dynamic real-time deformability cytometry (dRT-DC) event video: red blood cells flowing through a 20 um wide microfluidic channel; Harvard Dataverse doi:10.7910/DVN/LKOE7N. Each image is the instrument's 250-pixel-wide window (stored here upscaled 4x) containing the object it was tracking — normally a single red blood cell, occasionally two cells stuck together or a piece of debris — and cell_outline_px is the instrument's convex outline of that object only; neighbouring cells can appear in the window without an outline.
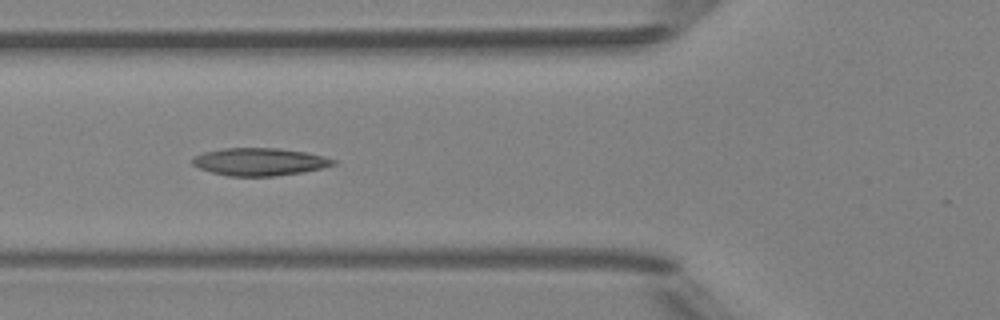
{"species": "Egyptian fruit bat (a non-hibernating species)", "species_latin": "Rousettus aegyptiacus", "temperature_condition": "room temperature", "stored_images_in_passage": 8, "camera_frame_rate_fps": 3000, "um_per_image_px": 0.085, "animal": {"sex": "female"}, "frame": {"image": 1, "passage_image": 6, "time_ms": 5.667, "image_size_px": [1000, 320], "cell_outline_px": [[336, 164], [320, 168], [300, 172], [276, 176], [228, 176], [212, 172], [200, 168], [192, 164], [192, 156], [204, 152], [224, 148], [276, 148], [304, 152], [324, 156], [336, 160]], "centroid_in_image_um": [22.03, 13.75], "position_along_channel_um": 103.8, "area_um2": 22.48}}
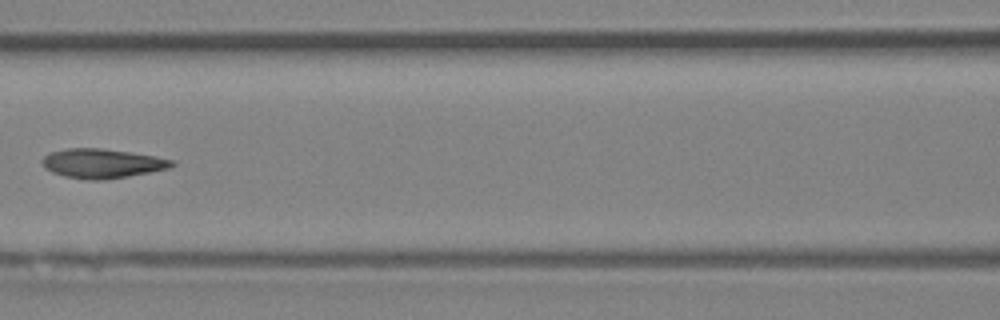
{"frame": {"image": 2, "passage_image": 7, "time_ms": 7.0, "image_size_px": [1000, 320], "cell_outline_px": [[176, 164], [168, 168], [128, 176], [104, 180], [84, 180], [64, 176], [52, 172], [40, 160], [48, 152], [68, 148], [100, 148], [156, 156], [176, 160]], "centroid_in_image_um": [8.68, 13.89], "position_along_channel_um": 157.9, "area_um2": 22.14}}
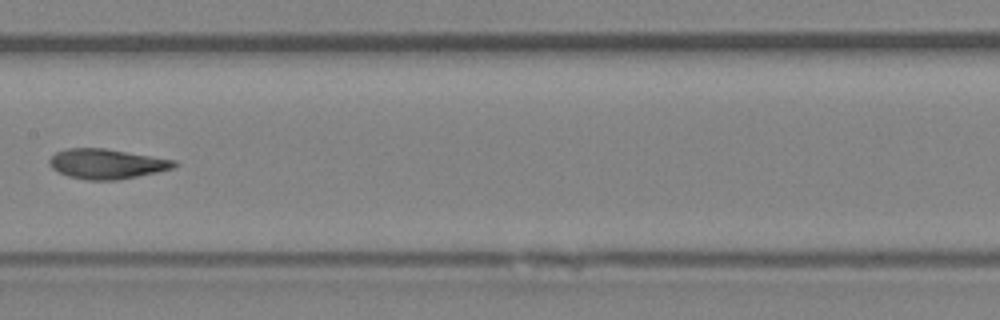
{"frame": {"image": 3, "passage_image": 8, "time_ms": 8.0, "image_size_px": [1000, 320], "cell_outline_px": [[180, 164], [172, 168], [156, 172], [116, 180], [88, 180], [68, 176], [52, 168], [48, 164], [48, 160], [56, 152], [68, 148], [104, 148], [176, 160]], "centroid_in_image_um": [9.06, 13.92], "position_along_channel_um": 198.3, "area_um2": 21.62}}